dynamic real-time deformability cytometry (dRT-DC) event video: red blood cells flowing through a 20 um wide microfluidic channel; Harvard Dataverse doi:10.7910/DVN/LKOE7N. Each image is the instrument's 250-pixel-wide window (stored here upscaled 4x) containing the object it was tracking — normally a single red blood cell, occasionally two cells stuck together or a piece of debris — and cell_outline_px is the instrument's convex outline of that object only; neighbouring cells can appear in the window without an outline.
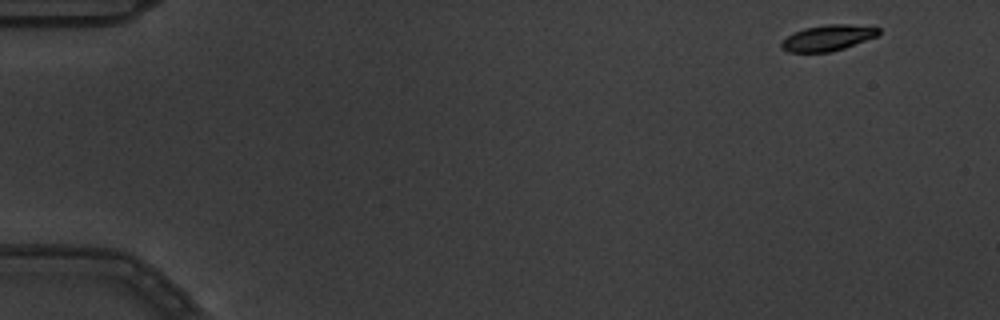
{"species": "common noctule bat (a hibernating species)", "species_latin": "Nyctalus noctula", "temperature_condition": "warm", "stored_images_in_passage": 5, "camera_frame_rate_fps": 3000, "um_per_image_px": 0.085, "animal": {"sex": "male", "body_mass_g": 19.5, "forearm_length_mm": 54.6}, "frame": {"image": 1, "passage_image": 1, "time_ms": 0.0, "image_size_px": [1000, 320], "cell_outline_px": [[880, 32], [876, 36], [844, 48], [828, 52], [788, 52], [780, 48], [780, 44], [788, 36], [804, 28], [828, 24], [848, 24], [880, 28]], "centroid_in_image_um": [70.34, 3.22], "position_along_channel_um": 14.7, "area_um2": 14.39}}